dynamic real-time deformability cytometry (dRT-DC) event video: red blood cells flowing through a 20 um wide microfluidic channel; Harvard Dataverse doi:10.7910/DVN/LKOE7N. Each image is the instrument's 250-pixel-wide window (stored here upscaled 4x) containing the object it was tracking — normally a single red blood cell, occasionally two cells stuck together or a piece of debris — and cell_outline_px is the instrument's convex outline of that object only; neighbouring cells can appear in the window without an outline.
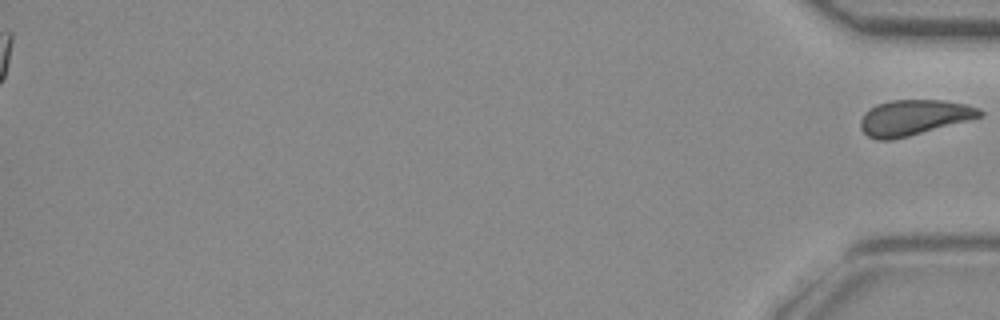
{"species": "common noctule bat (a hibernating species)", "species_latin": "Nyctalus noctula", "temperature_condition": "room temperature", "stored_images_in_passage": 48, "segment_of_instrument_passage": [2, 2], "camera_frame_rate_fps": 3000, "um_per_image_px": 0.085, "animal": {"sex": "female", "body_mass_g": 29.2, "forearm_length_mm": 56.3}, "frame": {"image": 1, "passage_image": 48, "time_ms": 15.667, "image_size_px": [1000, 320], "cell_outline_px": [[984, 112], [980, 116], [968, 120], [908, 136], [888, 140], [876, 140], [868, 136], [860, 128], [860, 120], [864, 112], [868, 108], [876, 104], [892, 100], [944, 100], [964, 104], [980, 108]], "centroid_in_image_um": [77.62, 9.98], "position_along_channel_um": 357.6, "area_um2": 24.51}}